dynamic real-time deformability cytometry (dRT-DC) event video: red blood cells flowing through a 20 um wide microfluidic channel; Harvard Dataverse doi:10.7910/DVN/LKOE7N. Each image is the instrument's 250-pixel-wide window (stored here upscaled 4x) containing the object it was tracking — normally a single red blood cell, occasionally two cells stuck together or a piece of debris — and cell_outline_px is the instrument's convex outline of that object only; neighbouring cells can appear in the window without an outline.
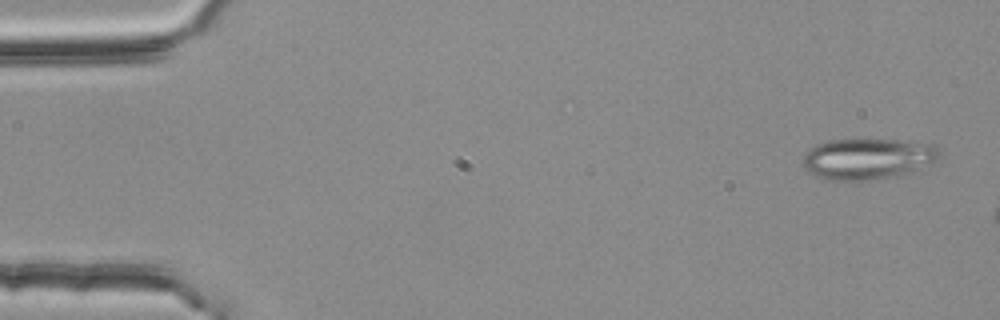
{"species": "common noctule bat (a hibernating species)", "species_latin": "Nyctalus noctula", "temperature_condition": "room temperature", "stored_images_in_passage": 5, "camera_frame_rate_fps": 3000, "um_per_image_px": 0.085, "animal": {"sex": "female", "body_mass_g": 25.1}, "frame": {"image": 1, "passage_image": 1, "time_ms": 0.0, "image_size_px": [1000, 320], "cell_outline_px": [[940, 152], [936, 160], [904, 176], [876, 180], [828, 180], [816, 176], [808, 172], [804, 168], [804, 156], [816, 144], [828, 140], [856, 136], [900, 140], [932, 144]], "centroid_in_image_um": [73.74, 13.47], "position_along_channel_um": 11.3, "area_um2": 33.7}}